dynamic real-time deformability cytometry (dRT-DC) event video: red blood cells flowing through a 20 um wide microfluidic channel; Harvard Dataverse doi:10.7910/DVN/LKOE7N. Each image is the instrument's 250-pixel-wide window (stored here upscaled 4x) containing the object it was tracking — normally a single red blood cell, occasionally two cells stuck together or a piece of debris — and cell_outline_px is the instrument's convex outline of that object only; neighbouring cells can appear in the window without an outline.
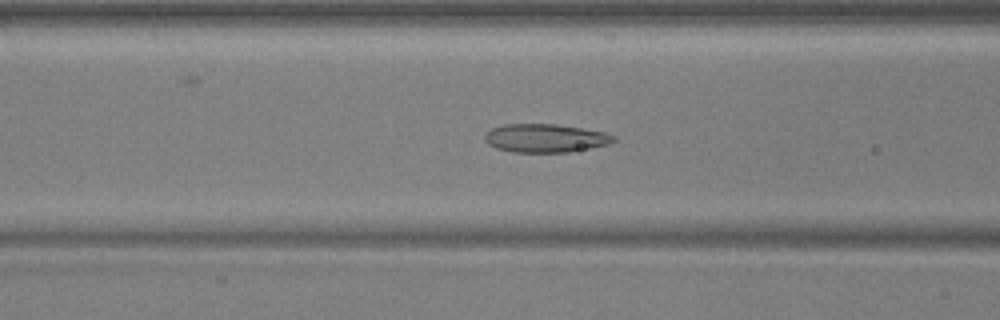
{"species": "common noctule bat (a hibernating species)", "species_latin": "Nyctalus noctula", "temperature_condition": "warm", "stored_images_in_passage": 54, "camera_frame_rate_fps": 3000, "um_per_image_px": 0.085, "animal": {"sex": "male", "body_mass_g": 17.9, "forearm_length_mm": 54.2}, "frame": {"image": 1, "passage_image": 22, "time_ms": 7.0, "image_size_px": [1000, 320], "cell_outline_px": [[616, 140], [608, 144], [592, 148], [568, 152], [512, 152], [496, 148], [488, 144], [484, 140], [484, 136], [492, 128], [504, 124], [556, 124], [604, 132], [616, 136]], "centroid_in_image_um": [46.35, 11.74], "position_along_channel_um": 120.2, "area_um2": 21.33}}
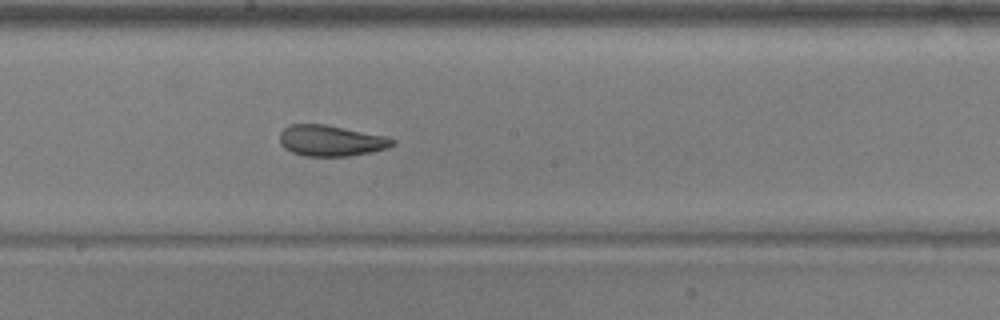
{"frame": {"image": 2, "passage_image": 30, "time_ms": 9.667, "image_size_px": [1000, 320], "cell_outline_px": [[396, 144], [388, 148], [372, 152], [348, 156], [304, 156], [292, 152], [284, 148], [280, 144], [280, 132], [284, 128], [292, 124], [324, 124], [388, 136], [396, 140]], "centroid_in_image_um": [28.16, 11.96], "position_along_channel_um": 220.0, "area_um2": 20.52}}
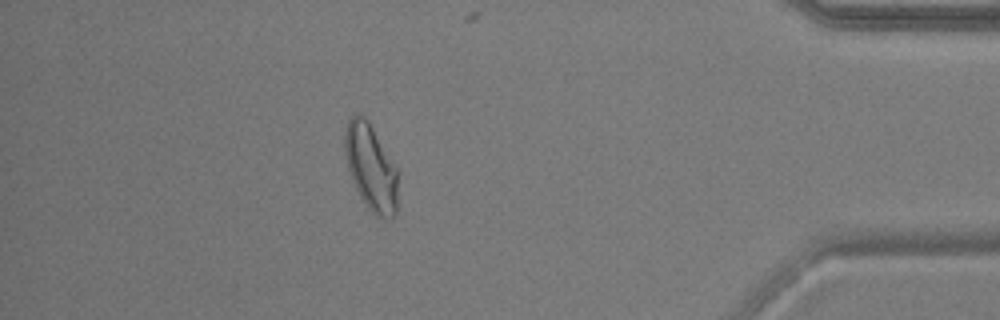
{"frame": {"image": 3, "passage_image": 48, "time_ms": 15.667, "image_size_px": [1000, 320], "cell_outline_px": [[400, 172], [396, 212], [392, 216], [384, 220], [376, 216], [368, 208], [360, 196], [352, 180], [348, 168], [344, 148], [344, 128], [348, 120], [356, 112], [364, 116], [368, 120]], "centroid_in_image_um": [31.55, 14.22], "position_along_channel_um": 403.7, "area_um2": 27.28}, "authors_computed_cell_mechanics": {"area_um2": 23.2934, "velocity_mm_per_s": 3.7391, "shape_relaxation_time_tau1_ms": 10.334, "shape_relaxation_time_tau2_ms": 1.5675, "deformation_change_tau1": 0.2228, "deformation_change_tau2": 0.0693}}